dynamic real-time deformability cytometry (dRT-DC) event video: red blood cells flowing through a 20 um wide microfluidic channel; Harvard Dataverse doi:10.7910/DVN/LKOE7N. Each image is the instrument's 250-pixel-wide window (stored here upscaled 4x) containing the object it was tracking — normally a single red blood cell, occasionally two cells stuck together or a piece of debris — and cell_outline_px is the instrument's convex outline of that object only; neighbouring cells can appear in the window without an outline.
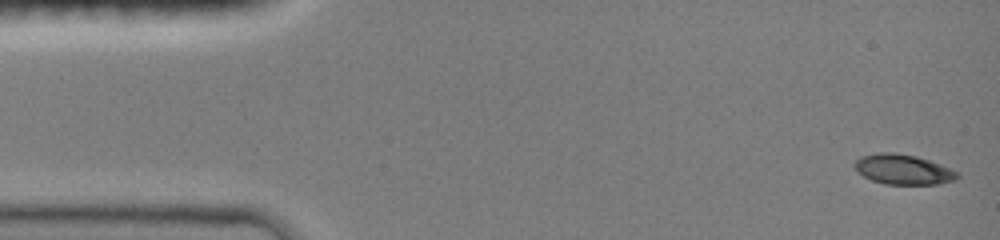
{"species": "common noctule bat (a hibernating species)", "species_latin": "Nyctalus noctula", "temperature_condition": "room temperature", "stored_images_in_passage": 24, "camera_frame_rate_fps": 3000, "um_per_image_px": 0.085, "animal": {"sex": "female", "body_mass_g": 19.0, "forearm_length_mm": 51.5}, "frame": {"image": 1, "passage_image": 1, "time_ms": 0.0, "image_size_px": [1000, 240], "cell_outline_px": [[960, 176], [956, 180], [936, 184], [884, 184], [872, 180], [856, 172], [856, 160], [860, 156], [880, 152], [892, 152], [916, 156], [940, 164], [960, 172]], "centroid_in_image_um": [76.79, 14.4], "position_along_channel_um": 8.2, "area_um2": 17.98}}
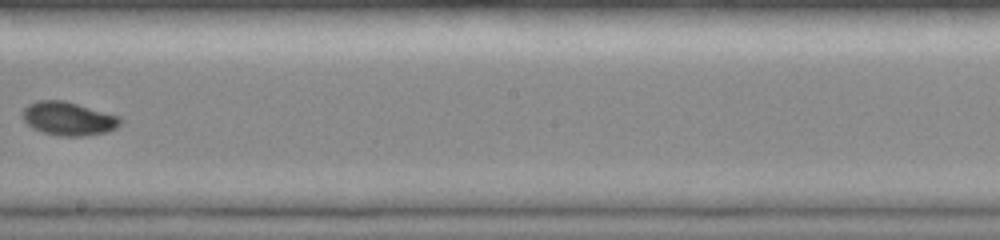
{"frame": {"image": 2, "passage_image": 14, "time_ms": 4.333, "image_size_px": [1000, 240], "cell_outline_px": [[124, 120], [116, 128], [108, 132], [80, 136], [60, 136], [44, 132], [32, 128], [20, 116], [24, 108], [28, 104], [36, 100], [64, 100], [120, 116]], "centroid_in_image_um": [5.82, 10.07], "position_along_channel_um": 242.4, "area_um2": 19.25}}
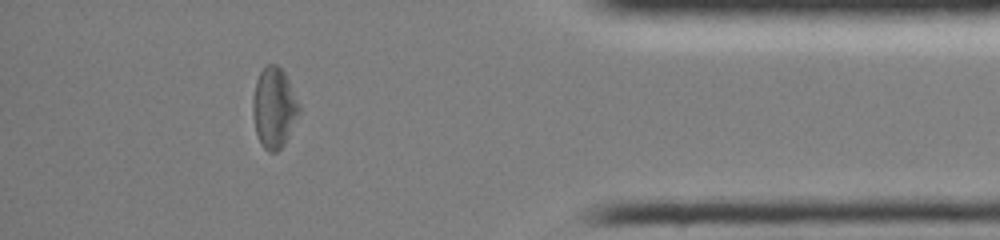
{"frame": {"image": 3, "passage_image": 24, "time_ms": 7.667, "image_size_px": [1000, 240], "cell_outline_px": [[300, 112], [284, 144], [276, 152], [268, 152], [260, 144], [256, 132], [252, 112], [252, 100], [256, 80], [260, 72], [268, 64], [276, 64], [284, 72], [300, 104]], "centroid_in_image_um": [23.28, 9.17], "position_along_channel_um": 411.9, "area_um2": 21.68}}